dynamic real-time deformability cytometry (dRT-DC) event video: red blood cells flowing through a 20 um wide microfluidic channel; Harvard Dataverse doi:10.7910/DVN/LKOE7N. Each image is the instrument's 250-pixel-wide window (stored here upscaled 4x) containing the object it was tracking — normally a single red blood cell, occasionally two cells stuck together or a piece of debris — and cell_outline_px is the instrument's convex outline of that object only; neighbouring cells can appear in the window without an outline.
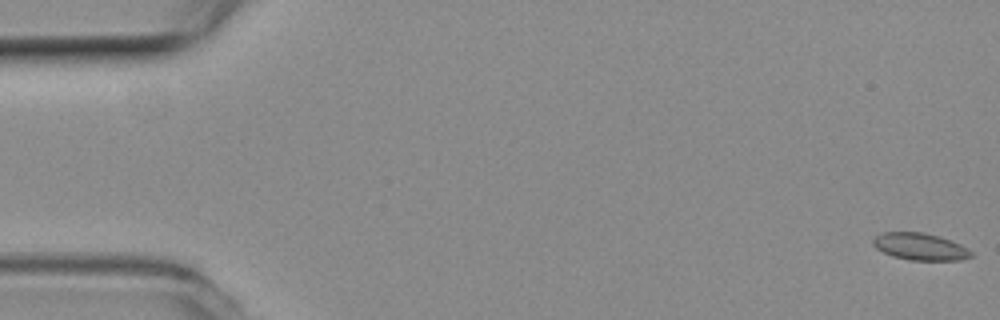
{"species": "common noctule bat (a hibernating species)", "species_latin": "Nyctalus noctula", "temperature_condition": "room temperature", "stored_images_in_passage": 6, "camera_frame_rate_fps": 3000, "um_per_image_px": 0.085, "animal": {"sex": "female", "body_mass_g": 19.3, "forearm_length_mm": 54.1}, "frame": {"image": 1, "passage_image": 1, "time_ms": 0.0, "image_size_px": [1000, 320], "cell_outline_px": [[972, 256], [960, 260], [908, 260], [892, 256], [876, 248], [872, 244], [872, 240], [876, 236], [884, 232], [924, 232], [940, 236], [952, 240], [968, 248], [972, 252]], "centroid_in_image_um": [78.22, 20.96], "position_along_channel_um": 6.8, "area_um2": 15.55}}
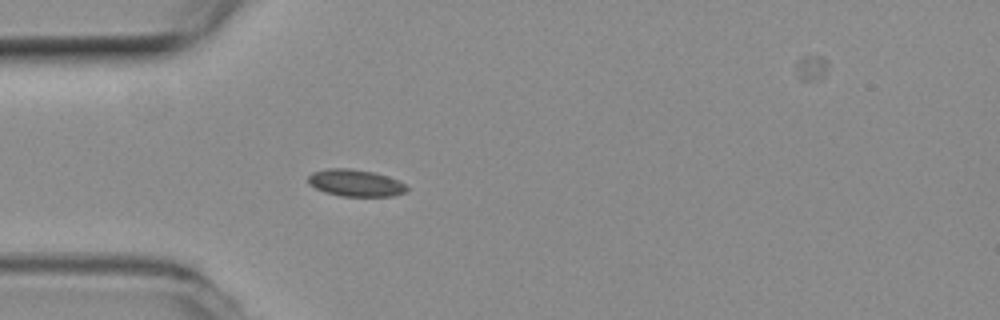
{"frame": {"image": 2, "passage_image": 5, "time_ms": 1.333, "image_size_px": [1000, 320], "cell_outline_px": [[408, 192], [392, 196], [340, 196], [324, 192], [308, 184], [308, 176], [312, 172], [328, 168], [348, 168], [376, 172], [388, 176], [404, 184], [408, 188]], "centroid_in_image_um": [30.21, 15.55], "position_along_channel_um": 54.8, "area_um2": 15.61}}